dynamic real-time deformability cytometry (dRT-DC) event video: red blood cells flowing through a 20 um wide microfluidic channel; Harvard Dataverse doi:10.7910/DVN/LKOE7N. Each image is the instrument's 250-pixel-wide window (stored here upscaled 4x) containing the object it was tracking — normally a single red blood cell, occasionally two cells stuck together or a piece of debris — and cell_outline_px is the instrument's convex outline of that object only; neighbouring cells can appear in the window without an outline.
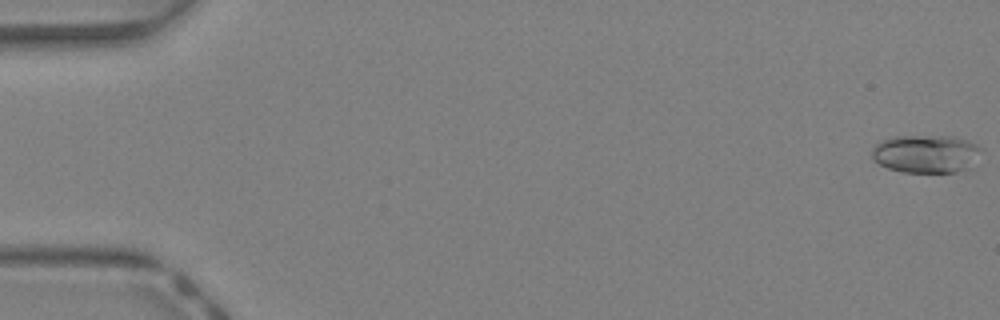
{"species": "Egyptian fruit bat (a non-hibernating species)", "species_latin": "Rousettus aegyptiacus", "temperature_condition": "warm", "stored_images_in_passage": 43, "camera_frame_rate_fps": 3000, "um_per_image_px": 0.085, "animal": {"sex": "female"}, "frame": {"image": 1, "passage_image": 1, "time_ms": 0.0, "image_size_px": [1000, 320], "cell_outline_px": [[984, 148], [976, 168], [956, 172], [904, 172], [888, 168], [872, 160], [872, 148], [880, 140], [896, 136], [952, 136], [968, 140]], "centroid_in_image_um": [78.81, 13.08], "position_along_channel_um": 6.2, "area_um2": 25.03}}
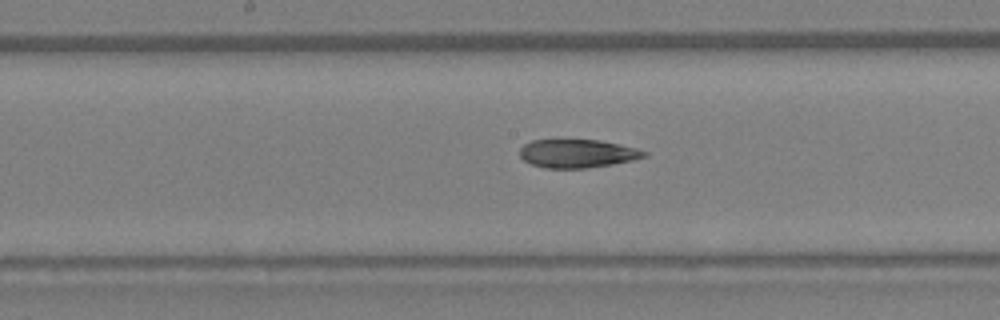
{"frame": {"image": 2, "passage_image": 23, "time_ms": 7.333, "image_size_px": [1000, 320], "cell_outline_px": [[648, 156], [632, 160], [612, 164], [584, 168], [544, 168], [532, 164], [524, 160], [520, 156], [520, 148], [524, 144], [532, 140], [600, 140], [620, 144], [636, 148], [648, 152]], "centroid_in_image_um": [49.09, 13.04], "position_along_channel_um": 199.1, "area_um2": 20.52}}
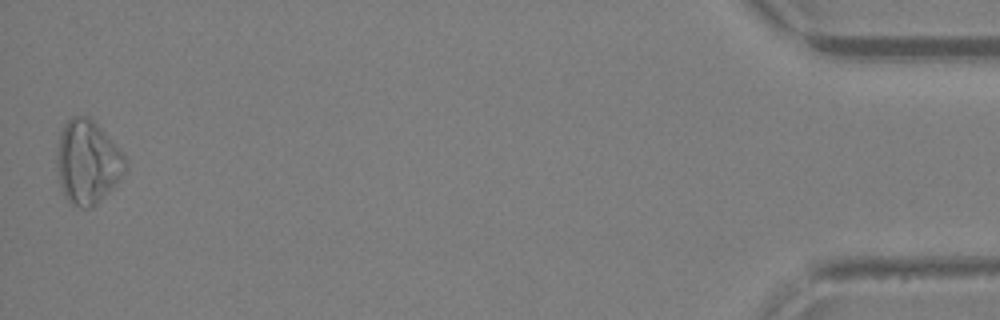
{"frame": {"image": 3, "passage_image": 43, "time_ms": 14.0, "image_size_px": [1000, 320], "cell_outline_px": [[128, 168], [112, 188], [92, 208], [80, 208], [68, 200], [64, 196], [60, 184], [56, 164], [56, 152], [60, 132], [64, 124], [72, 116], [88, 116], [100, 128], [124, 156], [128, 164]], "centroid_in_image_um": [7.41, 13.79], "position_along_channel_um": 427.8, "area_um2": 33.18}, "authors_computed_cell_mechanics": {"area_um2": 22.4842, "velocity_mm_per_s": 4.8135, "shape_relaxation_time_tau1_ms": null, "shape_relaxation_time_tau2_ms": 6.8164, "deformation_change_tau1": null, "deformation_change_tau2": 0.2123}}